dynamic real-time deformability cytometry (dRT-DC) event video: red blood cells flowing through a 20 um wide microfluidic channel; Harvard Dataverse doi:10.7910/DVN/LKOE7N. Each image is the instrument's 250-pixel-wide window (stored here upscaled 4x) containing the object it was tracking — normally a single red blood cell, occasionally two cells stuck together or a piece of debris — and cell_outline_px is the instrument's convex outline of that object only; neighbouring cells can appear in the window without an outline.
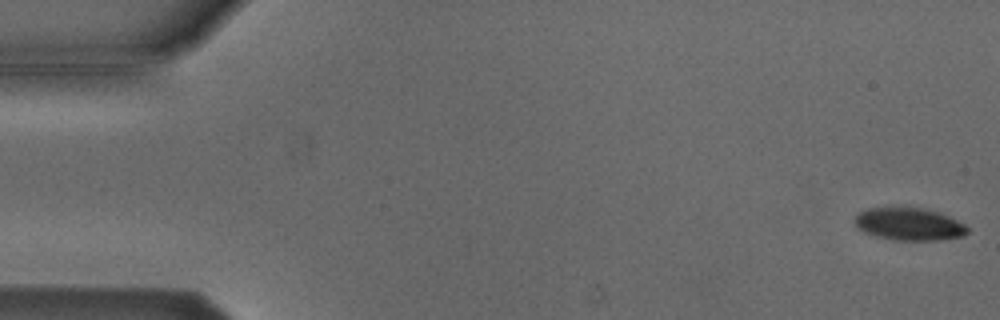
{"species": "Egyptian fruit bat (a non-hibernating species)", "species_latin": "Rousettus aegyptiacus", "temperature_condition": "cold", "stored_images_in_passage": 53, "camera_frame_rate_fps": 3000, "um_per_image_px": 0.085, "animal": {"sex": "male"}, "frame": {"image": 1, "passage_image": 1, "time_ms": 0.0, "image_size_px": [1000, 320], "cell_outline_px": [[968, 232], [964, 236], [940, 240], [896, 240], [876, 236], [864, 232], [856, 228], [852, 220], [860, 212], [868, 208], [904, 204], [908, 204], [940, 212], [964, 224], [968, 228]], "centroid_in_image_um": [77.23, 19.0], "position_along_channel_um": 7.8, "area_um2": 22.25}}
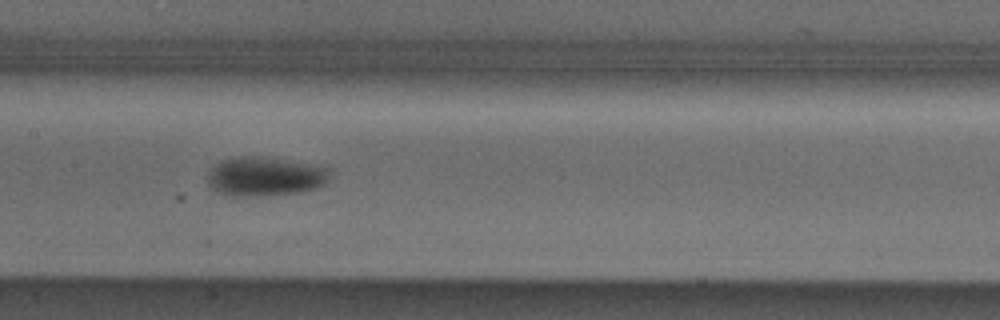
{"frame": {"image": 2, "passage_image": 26, "time_ms": 8.333, "image_size_px": [1000, 320], "cell_outline_px": [[328, 180], [324, 184], [316, 188], [300, 192], [252, 196], [232, 196], [220, 192], [212, 188], [208, 184], [208, 172], [220, 160], [236, 156], [256, 156], [328, 168]], "centroid_in_image_um": [22.45, 15.01], "position_along_channel_um": 184.9, "area_um2": 27.28}}
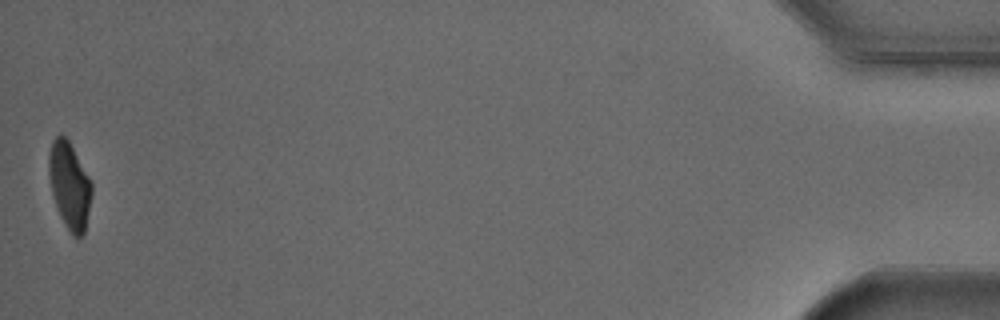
{"frame": {"image": 3, "passage_image": 53, "time_ms": 17.333, "image_size_px": [1000, 320], "cell_outline_px": [[92, 196], [84, 232], [80, 236], [72, 236], [60, 216], [52, 196], [48, 172], [48, 156], [52, 140], [60, 132], [68, 140], [88, 176], [92, 184]], "centroid_in_image_um": [5.88, 15.75], "position_along_channel_um": 429.3, "area_um2": 21.56}, "authors_computed_cell_mechanics": {"area_um2": 24.3338, "velocity_mm_per_s": 3.8296, "shape_relaxation_time_tau1_ms": 3.0005, "shape_relaxation_time_tau2_ms": 6.0203, "deformation_change_tau1": 0.117, "deformation_change_tau2": 0.0716}}